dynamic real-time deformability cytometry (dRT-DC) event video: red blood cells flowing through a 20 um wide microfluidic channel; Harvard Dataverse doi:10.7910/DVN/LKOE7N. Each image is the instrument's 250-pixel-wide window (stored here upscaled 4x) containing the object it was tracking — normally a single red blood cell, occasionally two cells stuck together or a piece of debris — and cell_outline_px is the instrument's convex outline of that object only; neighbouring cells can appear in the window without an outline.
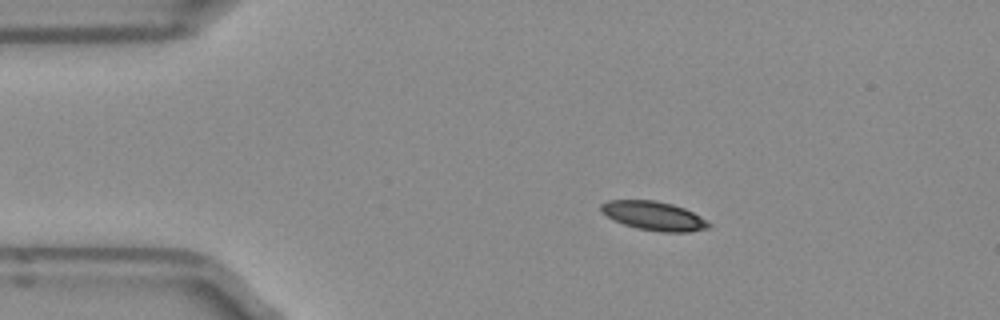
{"species": "Egyptian fruit bat (a non-hibernating species)", "species_latin": "Rousettus aegyptiacus", "temperature_condition": "room temperature", "stored_images_in_passage": 43, "camera_frame_rate_fps": 3000, "um_per_image_px": 0.085, "frame": {"image": 1, "passage_image": 1, "time_ms": 0.0, "image_size_px": [1000, 320], "cell_outline_px": [[712, 224], [708, 228], [688, 232], [660, 232], [636, 228], [624, 224], [608, 216], [600, 208], [600, 204], [608, 200], [652, 200], [672, 204], [684, 208], [700, 216]], "centroid_in_image_um": [55.6, 18.35], "position_along_channel_um": 29.4, "area_um2": 17.98}}
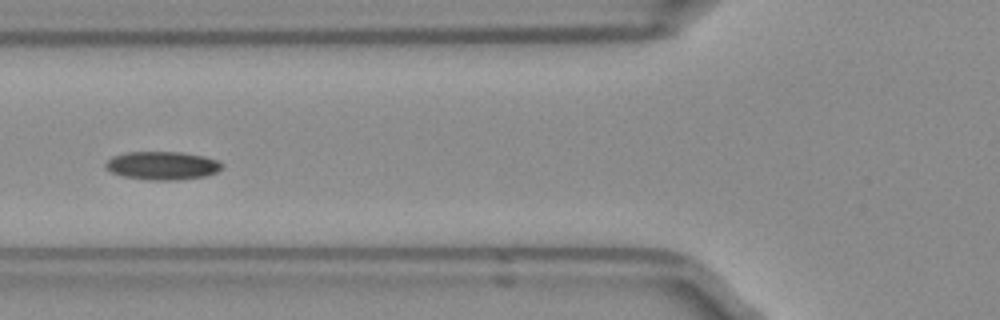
{"frame": {"image": 2, "passage_image": 11, "time_ms": 3.333, "image_size_px": [1000, 320], "cell_outline_px": [[224, 164], [216, 172], [204, 176], [176, 180], [148, 180], [124, 176], [112, 172], [104, 168], [104, 164], [112, 156], [128, 152], [180, 152], [204, 156], [216, 160]], "centroid_in_image_um": [13.77, 14.07], "position_along_channel_um": 112.0, "area_um2": 19.07}}
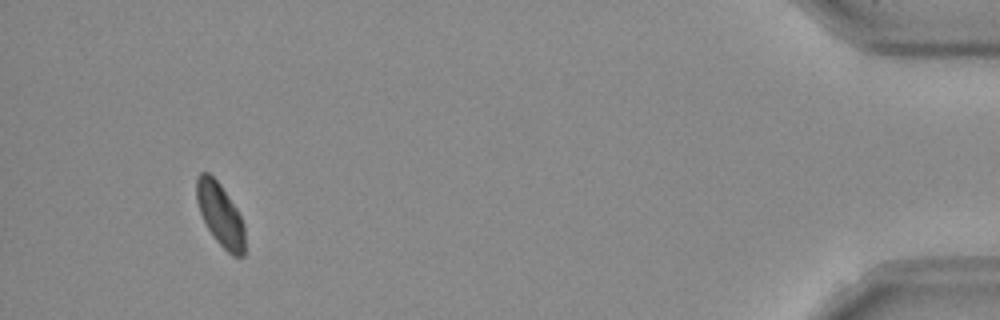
{"frame": {"image": 3, "passage_image": 40, "time_ms": 13.0, "image_size_px": [1000, 320], "cell_outline_px": [[244, 256], [232, 256], [216, 240], [208, 228], [200, 212], [196, 200], [196, 176], [200, 172], [208, 172], [220, 184], [236, 208], [244, 224]], "centroid_in_image_um": [18.71, 18.22], "position_along_channel_um": 416.5, "area_um2": 17.51}, "authors_computed_cell_mechanics": {"area_um2": 18.207, "velocity_mm_per_s": 3.9287, "shape_relaxation_time_tau1_ms": 2.9162, "shape_relaxation_time_tau2_ms": 7.0165, "deformation_change_tau1": 0.1063, "deformation_change_tau2": 0.0881}}